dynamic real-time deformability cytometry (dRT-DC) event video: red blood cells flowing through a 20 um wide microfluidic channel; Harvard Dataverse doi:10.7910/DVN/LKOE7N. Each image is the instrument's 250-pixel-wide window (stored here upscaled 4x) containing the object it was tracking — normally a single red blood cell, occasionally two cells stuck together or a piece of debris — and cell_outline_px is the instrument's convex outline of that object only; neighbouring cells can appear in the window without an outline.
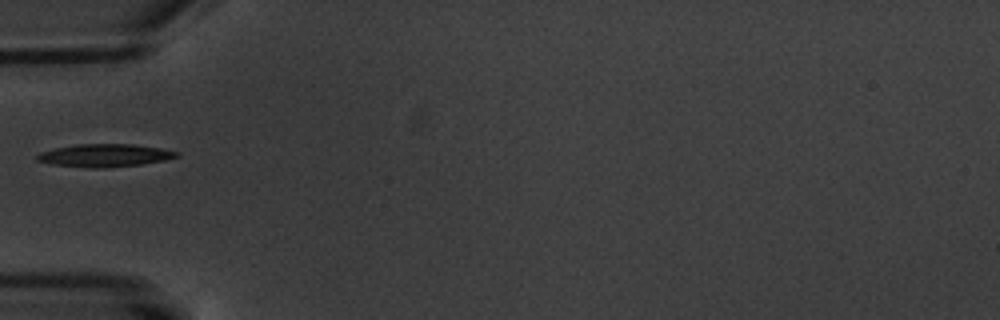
{"species": "common noctule bat (a hibernating species)", "species_latin": "Nyctalus noctula", "temperature_condition": "warm", "stored_images_in_passage": 6, "camera_frame_rate_fps": 3000, "um_per_image_px": 0.085, "animal": {"sex": "male", "body_mass_g": 20.1, "forearm_length_mm": 53.5}, "frame": {"image": 1, "passage_image": 6, "time_ms": 6.0, "image_size_px": [1000, 320], "cell_outline_px": [[180, 156], [164, 160], [140, 164], [104, 168], [88, 168], [52, 164], [36, 160], [36, 156], [40, 152], [56, 148], [76, 144], [132, 144], [160, 148], [180, 152]], "centroid_in_image_um": [8.9, 13.21], "position_along_channel_um": 76.1, "area_um2": 18.5}}